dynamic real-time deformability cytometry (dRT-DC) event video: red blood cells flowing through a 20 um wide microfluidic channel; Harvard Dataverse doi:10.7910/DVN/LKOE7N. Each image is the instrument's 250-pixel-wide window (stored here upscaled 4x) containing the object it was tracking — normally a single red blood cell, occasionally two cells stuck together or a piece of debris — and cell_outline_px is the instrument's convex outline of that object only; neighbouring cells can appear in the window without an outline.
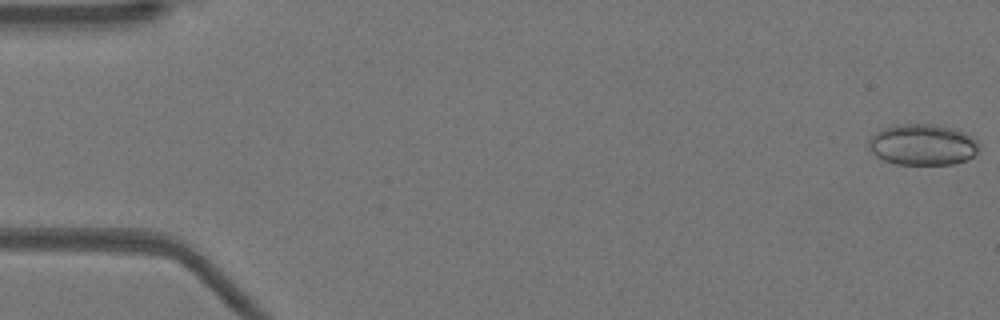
{"species": "Egyptian fruit bat (a non-hibernating species)", "species_latin": "Rousettus aegyptiacus", "temperature_condition": "warm", "stored_images_in_passage": 43, "camera_frame_rate_fps": 3000, "um_per_image_px": 0.085, "animal": {"sex": "female"}, "frame": {"image": 1, "passage_image": 1, "time_ms": 0.0, "image_size_px": [1000, 320], "cell_outline_px": [[980, 148], [968, 160], [956, 164], [896, 164], [884, 160], [876, 156], [868, 148], [868, 140], [876, 132], [884, 128], [896, 124], [928, 124], [952, 128], [964, 132], [976, 140], [980, 144]], "centroid_in_image_um": [78.42, 12.3], "position_along_channel_um": 6.6, "area_um2": 26.47}}
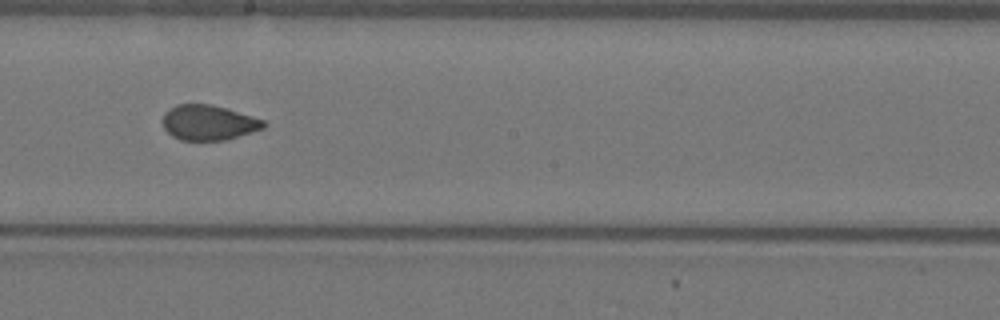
{"frame": {"image": 2, "passage_image": 29, "time_ms": 9.333, "image_size_px": [1000, 320], "cell_outline_px": [[268, 124], [264, 128], [224, 140], [180, 140], [172, 136], [164, 128], [164, 112], [168, 108], [176, 104], [208, 104], [224, 108], [252, 116], [264, 120]], "centroid_in_image_um": [17.71, 10.42], "position_along_channel_um": 230.5, "area_um2": 20.46}}
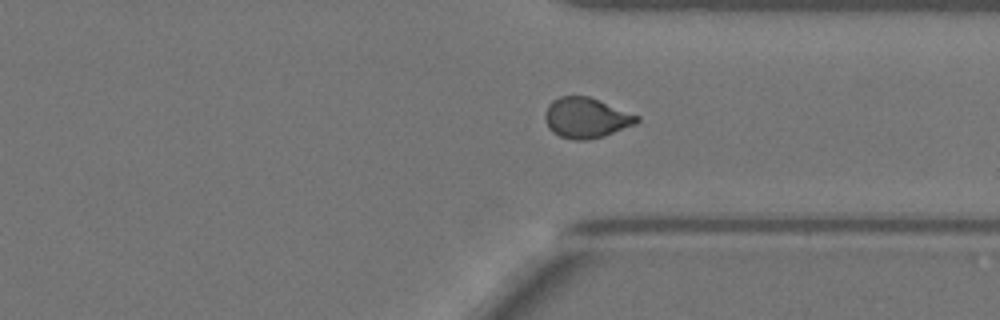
{"frame": {"image": 3, "passage_image": 39, "time_ms": 12.667, "image_size_px": [1000, 320], "cell_outline_px": [[640, 120], [636, 124], [604, 136], [588, 140], [572, 140], [560, 136], [552, 132], [548, 128], [544, 120], [544, 112], [548, 104], [552, 100], [560, 96], [588, 96], [640, 116]], "centroid_in_image_um": [49.8, 10.02], "position_along_channel_um": 361.6, "area_um2": 21.79}, "authors_computed_cell_mechanics": {"area_um2": 21.7906, "velocity_mm_per_s": 3.9417, "shape_relaxation_time_tau1_ms": null, "shape_relaxation_time_tau2_ms": 1.4079, "deformation_change_tau1": null, "deformation_change_tau2": 0.0544}}